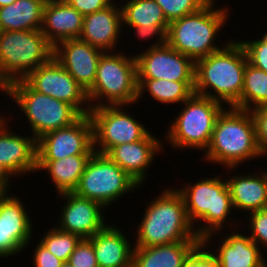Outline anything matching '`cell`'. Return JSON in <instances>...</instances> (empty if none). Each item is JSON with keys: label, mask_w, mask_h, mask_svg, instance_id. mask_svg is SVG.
I'll use <instances>...</instances> for the list:
<instances>
[{"label": "cell", "mask_w": 267, "mask_h": 267, "mask_svg": "<svg viewBox=\"0 0 267 267\" xmlns=\"http://www.w3.org/2000/svg\"><path fill=\"white\" fill-rule=\"evenodd\" d=\"M237 40L227 41L223 49L195 62L194 93L240 109L248 59Z\"/></svg>", "instance_id": "cell-1"}, {"label": "cell", "mask_w": 267, "mask_h": 267, "mask_svg": "<svg viewBox=\"0 0 267 267\" xmlns=\"http://www.w3.org/2000/svg\"><path fill=\"white\" fill-rule=\"evenodd\" d=\"M164 189L148 207L136 226L134 247H153L179 241H201L190 222L182 195Z\"/></svg>", "instance_id": "cell-2"}, {"label": "cell", "mask_w": 267, "mask_h": 267, "mask_svg": "<svg viewBox=\"0 0 267 267\" xmlns=\"http://www.w3.org/2000/svg\"><path fill=\"white\" fill-rule=\"evenodd\" d=\"M261 158L249 110L229 107L218 116L204 159L234 170L239 164ZM245 161V162H244Z\"/></svg>", "instance_id": "cell-3"}, {"label": "cell", "mask_w": 267, "mask_h": 267, "mask_svg": "<svg viewBox=\"0 0 267 267\" xmlns=\"http://www.w3.org/2000/svg\"><path fill=\"white\" fill-rule=\"evenodd\" d=\"M215 3V0H209L197 12L169 23L166 43L194 63L226 46H218L215 40L228 22L229 8H216Z\"/></svg>", "instance_id": "cell-4"}, {"label": "cell", "mask_w": 267, "mask_h": 267, "mask_svg": "<svg viewBox=\"0 0 267 267\" xmlns=\"http://www.w3.org/2000/svg\"><path fill=\"white\" fill-rule=\"evenodd\" d=\"M178 189L177 191L183 197L188 218L195 227L199 239L207 248V243L215 234L219 233L221 236L219 231L223 228L226 230L225 222L234 209L227 182L219 176L206 177L194 185L188 183ZM198 221L201 225L196 227L195 224Z\"/></svg>", "instance_id": "cell-5"}, {"label": "cell", "mask_w": 267, "mask_h": 267, "mask_svg": "<svg viewBox=\"0 0 267 267\" xmlns=\"http://www.w3.org/2000/svg\"><path fill=\"white\" fill-rule=\"evenodd\" d=\"M124 54L113 51L101 55L94 85L86 92L90 108L106 105L132 107L138 103L136 58Z\"/></svg>", "instance_id": "cell-6"}, {"label": "cell", "mask_w": 267, "mask_h": 267, "mask_svg": "<svg viewBox=\"0 0 267 267\" xmlns=\"http://www.w3.org/2000/svg\"><path fill=\"white\" fill-rule=\"evenodd\" d=\"M177 118L169 123L165 140L172 148L206 151L216 120L224 105L208 97L193 94L182 104Z\"/></svg>", "instance_id": "cell-7"}, {"label": "cell", "mask_w": 267, "mask_h": 267, "mask_svg": "<svg viewBox=\"0 0 267 267\" xmlns=\"http://www.w3.org/2000/svg\"><path fill=\"white\" fill-rule=\"evenodd\" d=\"M9 97L26 115L36 140L47 132L70 126L82 116L72 105L33 90L23 79L12 82Z\"/></svg>", "instance_id": "cell-8"}, {"label": "cell", "mask_w": 267, "mask_h": 267, "mask_svg": "<svg viewBox=\"0 0 267 267\" xmlns=\"http://www.w3.org/2000/svg\"><path fill=\"white\" fill-rule=\"evenodd\" d=\"M54 47L40 30L0 31V67L13 82L47 63Z\"/></svg>", "instance_id": "cell-9"}, {"label": "cell", "mask_w": 267, "mask_h": 267, "mask_svg": "<svg viewBox=\"0 0 267 267\" xmlns=\"http://www.w3.org/2000/svg\"><path fill=\"white\" fill-rule=\"evenodd\" d=\"M141 187L106 154L94 152L74 191L77 196L101 203L105 209L118 198Z\"/></svg>", "instance_id": "cell-10"}, {"label": "cell", "mask_w": 267, "mask_h": 267, "mask_svg": "<svg viewBox=\"0 0 267 267\" xmlns=\"http://www.w3.org/2000/svg\"><path fill=\"white\" fill-rule=\"evenodd\" d=\"M125 107L129 108L127 105H106L90 109L95 152L106 154L112 147L137 142L149 133L144 123L128 114Z\"/></svg>", "instance_id": "cell-11"}, {"label": "cell", "mask_w": 267, "mask_h": 267, "mask_svg": "<svg viewBox=\"0 0 267 267\" xmlns=\"http://www.w3.org/2000/svg\"><path fill=\"white\" fill-rule=\"evenodd\" d=\"M23 80L33 90L72 105L81 115L90 112L87 93L54 57Z\"/></svg>", "instance_id": "cell-12"}, {"label": "cell", "mask_w": 267, "mask_h": 267, "mask_svg": "<svg viewBox=\"0 0 267 267\" xmlns=\"http://www.w3.org/2000/svg\"><path fill=\"white\" fill-rule=\"evenodd\" d=\"M93 124L82 115L68 127L52 130L37 139V160H59L73 155H92Z\"/></svg>", "instance_id": "cell-13"}, {"label": "cell", "mask_w": 267, "mask_h": 267, "mask_svg": "<svg viewBox=\"0 0 267 267\" xmlns=\"http://www.w3.org/2000/svg\"><path fill=\"white\" fill-rule=\"evenodd\" d=\"M143 51L135 55L137 79L194 82L195 63L167 43Z\"/></svg>", "instance_id": "cell-14"}, {"label": "cell", "mask_w": 267, "mask_h": 267, "mask_svg": "<svg viewBox=\"0 0 267 267\" xmlns=\"http://www.w3.org/2000/svg\"><path fill=\"white\" fill-rule=\"evenodd\" d=\"M24 204L9 194L0 202V258L18 255L29 246L34 228Z\"/></svg>", "instance_id": "cell-15"}, {"label": "cell", "mask_w": 267, "mask_h": 267, "mask_svg": "<svg viewBox=\"0 0 267 267\" xmlns=\"http://www.w3.org/2000/svg\"><path fill=\"white\" fill-rule=\"evenodd\" d=\"M104 53L79 38L69 39L54 47L53 57L87 92L96 79L97 65Z\"/></svg>", "instance_id": "cell-16"}, {"label": "cell", "mask_w": 267, "mask_h": 267, "mask_svg": "<svg viewBox=\"0 0 267 267\" xmlns=\"http://www.w3.org/2000/svg\"><path fill=\"white\" fill-rule=\"evenodd\" d=\"M66 200L60 211L57 228L90 238L103 229L105 224L104 206L94 200L77 196L74 192L59 194Z\"/></svg>", "instance_id": "cell-17"}, {"label": "cell", "mask_w": 267, "mask_h": 267, "mask_svg": "<svg viewBox=\"0 0 267 267\" xmlns=\"http://www.w3.org/2000/svg\"><path fill=\"white\" fill-rule=\"evenodd\" d=\"M161 143L149 132L142 140L112 147L106 155L142 186L147 179V169L162 151Z\"/></svg>", "instance_id": "cell-18"}, {"label": "cell", "mask_w": 267, "mask_h": 267, "mask_svg": "<svg viewBox=\"0 0 267 267\" xmlns=\"http://www.w3.org/2000/svg\"><path fill=\"white\" fill-rule=\"evenodd\" d=\"M7 122L6 116L0 121V165L15 177L34 173L37 171V140L13 133Z\"/></svg>", "instance_id": "cell-19"}, {"label": "cell", "mask_w": 267, "mask_h": 267, "mask_svg": "<svg viewBox=\"0 0 267 267\" xmlns=\"http://www.w3.org/2000/svg\"><path fill=\"white\" fill-rule=\"evenodd\" d=\"M114 1L105 9L84 16L79 39L104 52L116 51L123 27L120 3Z\"/></svg>", "instance_id": "cell-20"}, {"label": "cell", "mask_w": 267, "mask_h": 267, "mask_svg": "<svg viewBox=\"0 0 267 267\" xmlns=\"http://www.w3.org/2000/svg\"><path fill=\"white\" fill-rule=\"evenodd\" d=\"M84 16L68 2H46L40 31L55 47L58 43L79 38Z\"/></svg>", "instance_id": "cell-21"}, {"label": "cell", "mask_w": 267, "mask_h": 267, "mask_svg": "<svg viewBox=\"0 0 267 267\" xmlns=\"http://www.w3.org/2000/svg\"><path fill=\"white\" fill-rule=\"evenodd\" d=\"M116 225H106L88 238L95 252L98 267H132L134 246Z\"/></svg>", "instance_id": "cell-22"}, {"label": "cell", "mask_w": 267, "mask_h": 267, "mask_svg": "<svg viewBox=\"0 0 267 267\" xmlns=\"http://www.w3.org/2000/svg\"><path fill=\"white\" fill-rule=\"evenodd\" d=\"M259 174V175H258ZM234 210L252 213L267 208V172L239 174L226 180Z\"/></svg>", "instance_id": "cell-23"}, {"label": "cell", "mask_w": 267, "mask_h": 267, "mask_svg": "<svg viewBox=\"0 0 267 267\" xmlns=\"http://www.w3.org/2000/svg\"><path fill=\"white\" fill-rule=\"evenodd\" d=\"M236 231L222 238L217 251L212 252L219 267H267L262 248L253 242L249 235Z\"/></svg>", "instance_id": "cell-24"}, {"label": "cell", "mask_w": 267, "mask_h": 267, "mask_svg": "<svg viewBox=\"0 0 267 267\" xmlns=\"http://www.w3.org/2000/svg\"><path fill=\"white\" fill-rule=\"evenodd\" d=\"M202 241H179L153 247H134L132 267H183Z\"/></svg>", "instance_id": "cell-25"}, {"label": "cell", "mask_w": 267, "mask_h": 267, "mask_svg": "<svg viewBox=\"0 0 267 267\" xmlns=\"http://www.w3.org/2000/svg\"><path fill=\"white\" fill-rule=\"evenodd\" d=\"M92 155H73L59 160H37V171L46 170L58 194L76 190Z\"/></svg>", "instance_id": "cell-26"}, {"label": "cell", "mask_w": 267, "mask_h": 267, "mask_svg": "<svg viewBox=\"0 0 267 267\" xmlns=\"http://www.w3.org/2000/svg\"><path fill=\"white\" fill-rule=\"evenodd\" d=\"M46 0H16L0 8V31L40 30Z\"/></svg>", "instance_id": "cell-27"}, {"label": "cell", "mask_w": 267, "mask_h": 267, "mask_svg": "<svg viewBox=\"0 0 267 267\" xmlns=\"http://www.w3.org/2000/svg\"><path fill=\"white\" fill-rule=\"evenodd\" d=\"M138 98L148 92L154 101L165 104H180L194 94V82L167 81L161 79H137Z\"/></svg>", "instance_id": "cell-28"}, {"label": "cell", "mask_w": 267, "mask_h": 267, "mask_svg": "<svg viewBox=\"0 0 267 267\" xmlns=\"http://www.w3.org/2000/svg\"><path fill=\"white\" fill-rule=\"evenodd\" d=\"M123 27L169 24L162 8L155 0H128L121 4ZM125 24V25H124Z\"/></svg>", "instance_id": "cell-29"}, {"label": "cell", "mask_w": 267, "mask_h": 267, "mask_svg": "<svg viewBox=\"0 0 267 267\" xmlns=\"http://www.w3.org/2000/svg\"><path fill=\"white\" fill-rule=\"evenodd\" d=\"M261 106H267V73L247 62L240 109L250 111Z\"/></svg>", "instance_id": "cell-30"}, {"label": "cell", "mask_w": 267, "mask_h": 267, "mask_svg": "<svg viewBox=\"0 0 267 267\" xmlns=\"http://www.w3.org/2000/svg\"><path fill=\"white\" fill-rule=\"evenodd\" d=\"M51 228L39 241L58 259L67 262L82 238L77 234L65 232L55 226Z\"/></svg>", "instance_id": "cell-31"}, {"label": "cell", "mask_w": 267, "mask_h": 267, "mask_svg": "<svg viewBox=\"0 0 267 267\" xmlns=\"http://www.w3.org/2000/svg\"><path fill=\"white\" fill-rule=\"evenodd\" d=\"M209 0H155L170 23L188 14L197 12Z\"/></svg>", "instance_id": "cell-32"}, {"label": "cell", "mask_w": 267, "mask_h": 267, "mask_svg": "<svg viewBox=\"0 0 267 267\" xmlns=\"http://www.w3.org/2000/svg\"><path fill=\"white\" fill-rule=\"evenodd\" d=\"M248 63L267 73V32L262 37L252 41H242Z\"/></svg>", "instance_id": "cell-33"}, {"label": "cell", "mask_w": 267, "mask_h": 267, "mask_svg": "<svg viewBox=\"0 0 267 267\" xmlns=\"http://www.w3.org/2000/svg\"><path fill=\"white\" fill-rule=\"evenodd\" d=\"M250 239L267 250V208L249 213ZM265 246V247H264Z\"/></svg>", "instance_id": "cell-34"}, {"label": "cell", "mask_w": 267, "mask_h": 267, "mask_svg": "<svg viewBox=\"0 0 267 267\" xmlns=\"http://www.w3.org/2000/svg\"><path fill=\"white\" fill-rule=\"evenodd\" d=\"M67 262L72 267H98L92 242L82 238Z\"/></svg>", "instance_id": "cell-35"}, {"label": "cell", "mask_w": 267, "mask_h": 267, "mask_svg": "<svg viewBox=\"0 0 267 267\" xmlns=\"http://www.w3.org/2000/svg\"><path fill=\"white\" fill-rule=\"evenodd\" d=\"M255 126L257 147L262 157L267 155V106L256 107L250 110Z\"/></svg>", "instance_id": "cell-36"}, {"label": "cell", "mask_w": 267, "mask_h": 267, "mask_svg": "<svg viewBox=\"0 0 267 267\" xmlns=\"http://www.w3.org/2000/svg\"><path fill=\"white\" fill-rule=\"evenodd\" d=\"M205 249V245L201 242L184 260L183 267H219L212 250Z\"/></svg>", "instance_id": "cell-37"}, {"label": "cell", "mask_w": 267, "mask_h": 267, "mask_svg": "<svg viewBox=\"0 0 267 267\" xmlns=\"http://www.w3.org/2000/svg\"><path fill=\"white\" fill-rule=\"evenodd\" d=\"M169 24H151V26H135V27H129V29L133 28L135 30V34L137 35V38L140 37L142 40H149L153 36L157 37L156 43H153L150 45V47H157L161 46L163 44H166V33L168 30ZM147 38V39H146Z\"/></svg>", "instance_id": "cell-38"}, {"label": "cell", "mask_w": 267, "mask_h": 267, "mask_svg": "<svg viewBox=\"0 0 267 267\" xmlns=\"http://www.w3.org/2000/svg\"><path fill=\"white\" fill-rule=\"evenodd\" d=\"M32 263L34 267H61L64 262L39 242L35 246Z\"/></svg>", "instance_id": "cell-39"}, {"label": "cell", "mask_w": 267, "mask_h": 267, "mask_svg": "<svg viewBox=\"0 0 267 267\" xmlns=\"http://www.w3.org/2000/svg\"><path fill=\"white\" fill-rule=\"evenodd\" d=\"M73 8H75L83 16L100 11L109 6L112 0H68Z\"/></svg>", "instance_id": "cell-40"}, {"label": "cell", "mask_w": 267, "mask_h": 267, "mask_svg": "<svg viewBox=\"0 0 267 267\" xmlns=\"http://www.w3.org/2000/svg\"><path fill=\"white\" fill-rule=\"evenodd\" d=\"M14 175L6 169L4 166L0 165V182L8 189L10 187L11 179ZM11 178V179H10Z\"/></svg>", "instance_id": "cell-41"}, {"label": "cell", "mask_w": 267, "mask_h": 267, "mask_svg": "<svg viewBox=\"0 0 267 267\" xmlns=\"http://www.w3.org/2000/svg\"><path fill=\"white\" fill-rule=\"evenodd\" d=\"M12 82L7 78V76L2 72L0 67V91L6 95L10 94Z\"/></svg>", "instance_id": "cell-42"}, {"label": "cell", "mask_w": 267, "mask_h": 267, "mask_svg": "<svg viewBox=\"0 0 267 267\" xmlns=\"http://www.w3.org/2000/svg\"><path fill=\"white\" fill-rule=\"evenodd\" d=\"M8 190L1 182H0V202L3 201L9 194Z\"/></svg>", "instance_id": "cell-43"}, {"label": "cell", "mask_w": 267, "mask_h": 267, "mask_svg": "<svg viewBox=\"0 0 267 267\" xmlns=\"http://www.w3.org/2000/svg\"><path fill=\"white\" fill-rule=\"evenodd\" d=\"M16 0H0V8L14 3Z\"/></svg>", "instance_id": "cell-44"}, {"label": "cell", "mask_w": 267, "mask_h": 267, "mask_svg": "<svg viewBox=\"0 0 267 267\" xmlns=\"http://www.w3.org/2000/svg\"><path fill=\"white\" fill-rule=\"evenodd\" d=\"M47 2H67L68 0H46Z\"/></svg>", "instance_id": "cell-45"}, {"label": "cell", "mask_w": 267, "mask_h": 267, "mask_svg": "<svg viewBox=\"0 0 267 267\" xmlns=\"http://www.w3.org/2000/svg\"><path fill=\"white\" fill-rule=\"evenodd\" d=\"M61 267H72L68 262H64Z\"/></svg>", "instance_id": "cell-46"}]
</instances>
